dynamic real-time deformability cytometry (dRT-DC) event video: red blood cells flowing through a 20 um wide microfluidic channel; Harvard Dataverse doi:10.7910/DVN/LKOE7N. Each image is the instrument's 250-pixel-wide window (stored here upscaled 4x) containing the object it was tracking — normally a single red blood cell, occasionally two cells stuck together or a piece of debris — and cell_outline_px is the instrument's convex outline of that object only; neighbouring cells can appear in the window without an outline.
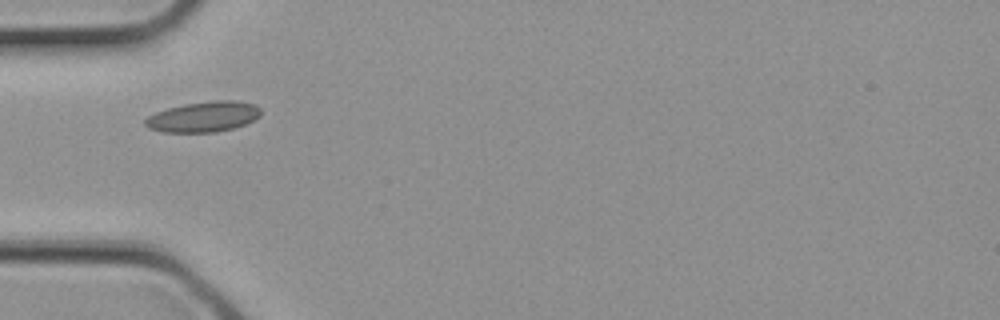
{"species": "common noctule bat (a hibernating species)", "species_latin": "Nyctalus noctula", "temperature_condition": "cold", "stored_images_in_passage": 2, "camera_frame_rate_fps": 3000, "um_per_image_px": 0.085, "animal": {"sex": "female", "body_mass_g": 21.9}, "frame": {"image": 1, "passage_image": 2, "time_ms": 0.333, "image_size_px": [1000, 320], "cell_outline_px": [[260, 116], [244, 124], [232, 128], [216, 132], [164, 132], [148, 128], [144, 124], [144, 120], [148, 116], [156, 112], [168, 108], [184, 104], [216, 100], [240, 100], [256, 104], [260, 108]], "centroid_in_image_um": [17.3, 9.91], "position_along_channel_um": 67.7, "area_um2": 20.52}}